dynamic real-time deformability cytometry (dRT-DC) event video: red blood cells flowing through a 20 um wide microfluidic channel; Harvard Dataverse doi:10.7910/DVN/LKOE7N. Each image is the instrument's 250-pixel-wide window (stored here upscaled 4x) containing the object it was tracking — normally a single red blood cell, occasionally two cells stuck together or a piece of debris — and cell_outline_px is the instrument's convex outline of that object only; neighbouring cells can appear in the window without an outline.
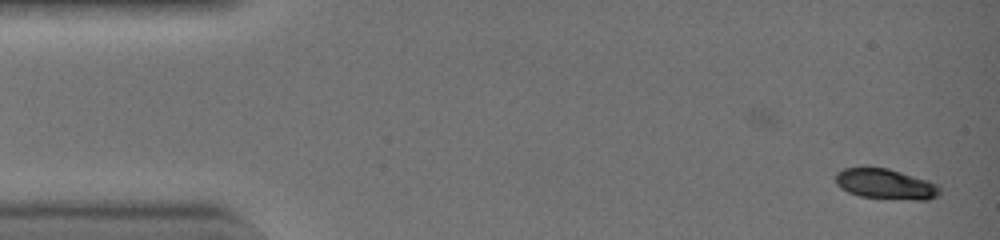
{"species": "common noctule bat (a hibernating species)", "species_latin": "Nyctalus noctula", "temperature_condition": "warm", "stored_images_in_passage": 43, "camera_frame_rate_fps": 3000, "um_per_image_px": 0.085, "animal": {"sex": "female", "body_mass_g": 19.0, "forearm_length_mm": 51.5}, "frame": {"image": 1, "passage_image": 1, "time_ms": 0.0, "image_size_px": [1000, 240], "cell_outline_px": [[940, 192], [936, 196], [928, 200], [920, 200], [860, 196], [848, 192], [836, 184], [836, 176], [844, 168], [884, 168], [924, 180], [936, 184], [940, 188]], "centroid_in_image_um": [75.26, 15.66], "position_along_channel_um": 9.7, "area_um2": 17.63}}
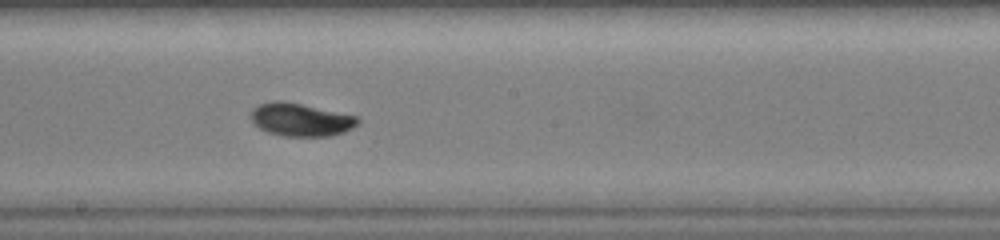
{"frame": {"image": 2, "passage_image": 23, "time_ms": 7.333, "image_size_px": [1000, 240], "cell_outline_px": [[356, 124], [340, 132], [328, 136], [280, 136], [268, 132], [260, 128], [252, 120], [252, 112], [260, 104], [300, 104], [356, 116]], "centroid_in_image_um": [25.56, 10.22], "position_along_channel_um": 222.6, "area_um2": 19.07}}
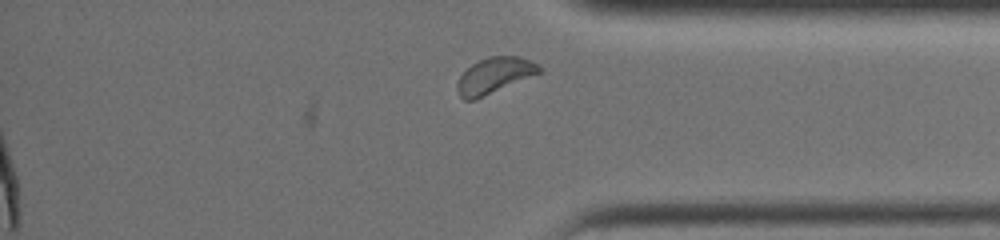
{"frame": {"image": 3, "passage_image": 43, "time_ms": 14.0, "image_size_px": [1000, 240], "cell_outline_px": [[544, 68], [540, 72], [476, 100], [464, 100], [460, 96], [456, 88], [456, 84], [460, 76], [472, 64], [488, 56], [520, 56]], "centroid_in_image_um": [41.99, 6.42], "position_along_channel_um": 393.2, "area_um2": 16.94}, "authors_computed_cell_mechanics": {"area_um2": 19.1318, "velocity_mm_per_s": 4.5669, "shape_relaxation_time_tau1_ms": 2.4487, "shape_relaxation_time_tau2_ms": 4.9651, "deformation_change_tau1": 0.1325, "deformation_change_tau2": 0.0457}}